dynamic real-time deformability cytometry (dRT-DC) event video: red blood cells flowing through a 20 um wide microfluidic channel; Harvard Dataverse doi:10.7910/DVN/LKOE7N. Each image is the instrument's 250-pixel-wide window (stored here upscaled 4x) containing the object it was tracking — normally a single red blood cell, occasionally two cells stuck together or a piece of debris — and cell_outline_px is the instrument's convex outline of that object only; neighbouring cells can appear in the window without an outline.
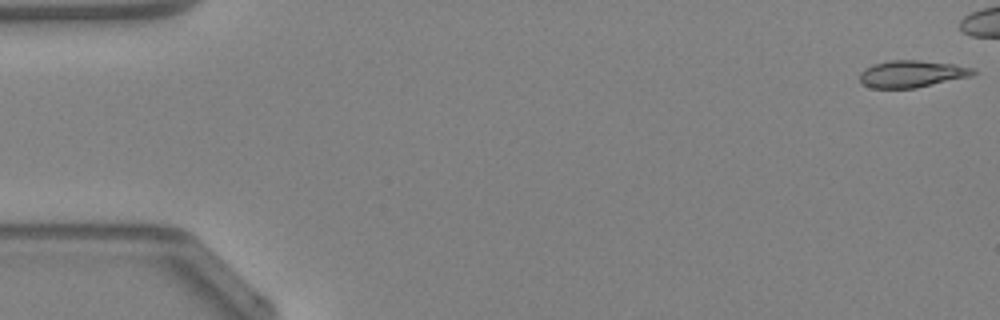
{"species": "Egyptian fruit bat (a non-hibernating species)", "species_latin": "Rousettus aegyptiacus", "temperature_condition": "warm", "stored_images_in_passage": 41, "camera_frame_rate_fps": 3000, "um_per_image_px": 0.085, "animal": {"sex": "female"}, "frame": {"image": 1, "passage_image": 1, "time_ms": 0.0, "image_size_px": [1000, 320], "cell_outline_px": [[976, 72], [972, 76], [916, 88], [872, 88], [864, 84], [860, 80], [860, 72], [876, 64], [892, 60], [920, 60], [952, 64], [976, 68]], "centroid_in_image_um": [77.56, 6.28], "position_along_channel_um": 7.4, "area_um2": 17.69}}
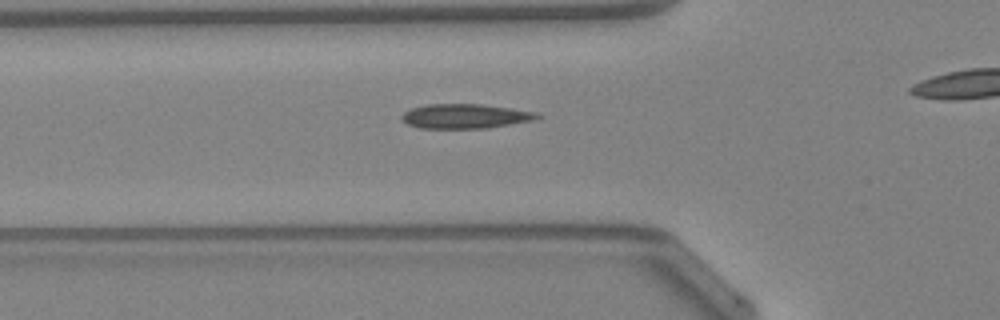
{"frame": {"image": 2, "passage_image": 17, "time_ms": 5.333, "image_size_px": [1000, 320], "cell_outline_px": [[544, 116], [536, 120], [488, 128], [420, 128], [408, 124], [400, 116], [404, 112], [412, 108], [428, 104], [484, 104], [536, 112]], "centroid_in_image_um": [39.6, 9.87], "position_along_channel_um": 86.2, "area_um2": 19.42}}